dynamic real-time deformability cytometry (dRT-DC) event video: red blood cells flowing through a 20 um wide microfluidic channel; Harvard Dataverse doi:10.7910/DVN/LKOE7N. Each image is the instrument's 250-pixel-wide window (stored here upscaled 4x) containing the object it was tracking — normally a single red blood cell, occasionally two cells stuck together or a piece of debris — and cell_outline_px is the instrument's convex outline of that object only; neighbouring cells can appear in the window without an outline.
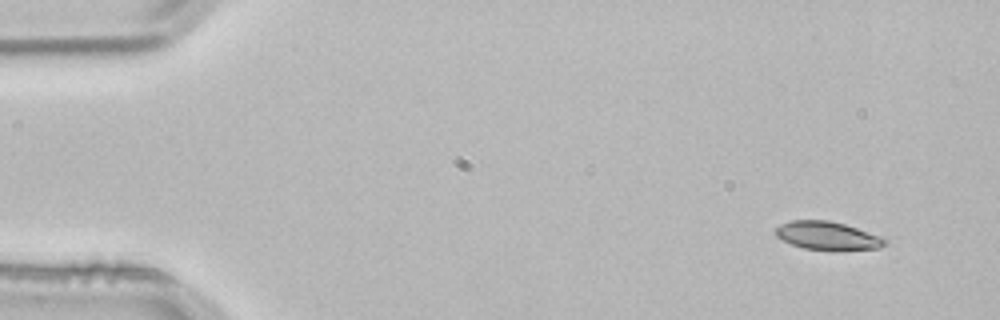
{"species": "common noctule bat (a hibernating species)", "species_latin": "Nyctalus noctula", "temperature_condition": "room temperature", "stored_images_in_passage": 4, "segment_of_instrument_passage": [1, 2], "camera_frame_rate_fps": 3000, "um_per_image_px": 0.085, "animal": {"sex": "male", "body_mass_g": 21.5, "forearm_length_mm": 52.0}, "frame": {"image": 1, "passage_image": 1, "time_ms": 0.0, "image_size_px": [1000, 320], "cell_outline_px": [[888, 240], [880, 248], [836, 252], [804, 248], [792, 244], [776, 236], [776, 228], [780, 224], [792, 220], [828, 220], [844, 224], [880, 236]], "centroid_in_image_um": [70.36, 20.06], "position_along_channel_um": 14.6, "area_um2": 18.21}}